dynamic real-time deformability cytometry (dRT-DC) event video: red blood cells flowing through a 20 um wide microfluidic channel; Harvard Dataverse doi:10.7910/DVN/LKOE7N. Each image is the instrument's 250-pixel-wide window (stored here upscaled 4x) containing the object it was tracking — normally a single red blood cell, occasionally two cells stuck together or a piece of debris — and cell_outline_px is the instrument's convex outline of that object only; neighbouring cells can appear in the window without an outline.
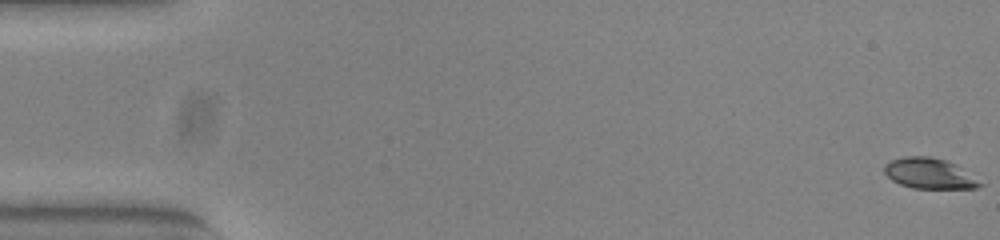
{"species": "common noctule bat (a hibernating species)", "species_latin": "Nyctalus noctula", "temperature_condition": "warm", "stored_images_in_passage": 16, "camera_frame_rate_fps": 3000, "um_per_image_px": 0.085, "animal": {"sex": "female", "body_mass_g": 23.0, "forearm_length_mm": 53.4}, "frame": {"image": 1, "passage_image": 1, "time_ms": 0.0, "image_size_px": [1000, 240], "cell_outline_px": [[984, 184], [976, 188], [912, 188], [900, 184], [892, 180], [884, 172], [884, 164], [892, 160], [904, 156], [928, 156], [944, 160], [956, 164]], "centroid_in_image_um": [78.98, 14.74], "position_along_channel_um": 6.0, "area_um2": 16.88}}
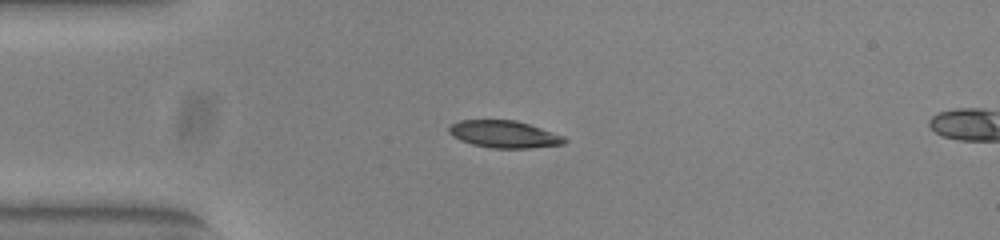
{"frame": {"image": 2, "passage_image": 14, "time_ms": 4.333, "image_size_px": [1000, 240], "cell_outline_px": [[568, 140], [564, 144], [528, 148], [492, 148], [472, 144], [460, 140], [452, 136], [448, 132], [448, 128], [452, 124], [460, 120], [516, 120], [564, 136]], "centroid_in_image_um": [42.84, 11.41], "position_along_channel_um": 42.2, "area_um2": 18.21}}